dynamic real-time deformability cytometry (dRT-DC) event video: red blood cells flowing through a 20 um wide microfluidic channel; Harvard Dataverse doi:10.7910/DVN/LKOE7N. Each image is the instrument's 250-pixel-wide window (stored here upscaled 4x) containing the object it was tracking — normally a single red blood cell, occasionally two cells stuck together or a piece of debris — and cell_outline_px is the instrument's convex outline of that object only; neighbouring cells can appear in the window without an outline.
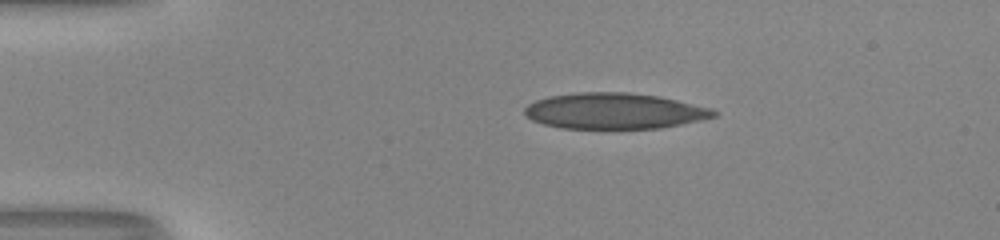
{"species": "human", "species_latin": "Homo sapiens", "temperature_condition": "room temperature", "stored_images_in_passage": 42, "camera_frame_rate_fps": 3000, "um_per_image_px": 0.085, "donor": {"sex": "male"}, "frame": {"image": 1, "passage_image": 1, "time_ms": 0.0, "image_size_px": [1000, 240], "cell_outline_px": [[720, 112], [716, 116], [700, 120], [660, 128], [560, 128], [544, 124], [532, 120], [524, 112], [524, 108], [528, 104], [536, 100], [548, 96], [576, 92], [628, 92], [660, 96], [712, 108]], "centroid_in_image_um": [52.23, 9.42], "position_along_channel_um": 32.8, "area_um2": 39.65}}
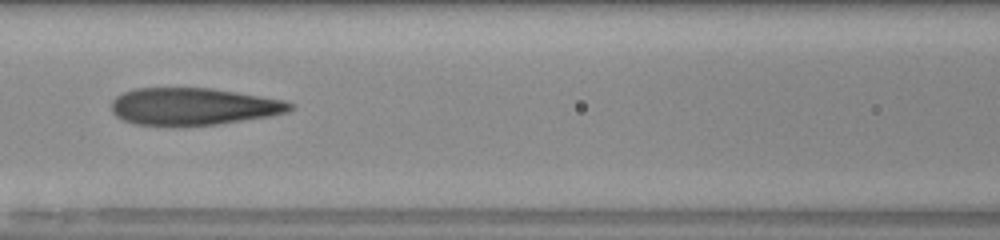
{"frame": {"image": 2, "passage_image": 14, "time_ms": 4.333, "image_size_px": [1000, 240], "cell_outline_px": [[292, 108], [288, 112], [268, 116], [216, 124], [136, 124], [124, 120], [116, 116], [112, 112], [112, 100], [116, 96], [124, 92], [136, 88], [212, 88], [284, 100], [292, 104]], "centroid_in_image_um": [16.42, 9.02], "position_along_channel_um": 150.2, "area_um2": 37.92}}
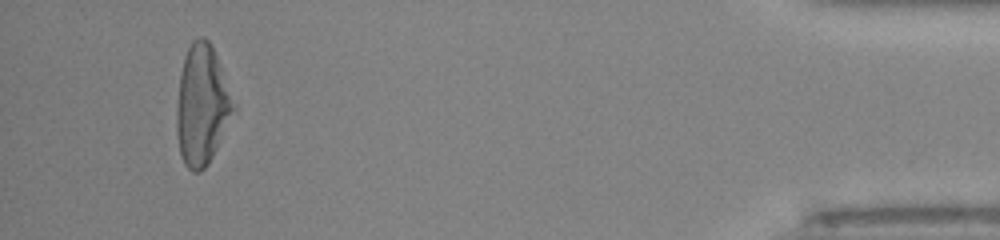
{"frame": {"image": 3, "passage_image": 39, "time_ms": 12.667, "image_size_px": [1000, 240], "cell_outline_px": [[232, 108], [216, 148], [208, 164], [200, 172], [192, 172], [184, 164], [180, 152], [176, 132], [176, 112], [180, 72], [184, 56], [192, 40], [196, 36], [204, 36], [212, 44], [216, 56]], "centroid_in_image_um": [17.06, 8.92], "position_along_channel_um": 418.1, "area_um2": 38.15}, "authors_computed_cell_mechanics": {"area_um2": 39.593, "velocity_mm_per_s": 4.0649, "shape_relaxation_time_tau1_ms": 8.7436, "shape_relaxation_time_tau2_ms": 1.4928, "deformation_change_tau1": 0.2824, "deformation_change_tau2": 0.107}}